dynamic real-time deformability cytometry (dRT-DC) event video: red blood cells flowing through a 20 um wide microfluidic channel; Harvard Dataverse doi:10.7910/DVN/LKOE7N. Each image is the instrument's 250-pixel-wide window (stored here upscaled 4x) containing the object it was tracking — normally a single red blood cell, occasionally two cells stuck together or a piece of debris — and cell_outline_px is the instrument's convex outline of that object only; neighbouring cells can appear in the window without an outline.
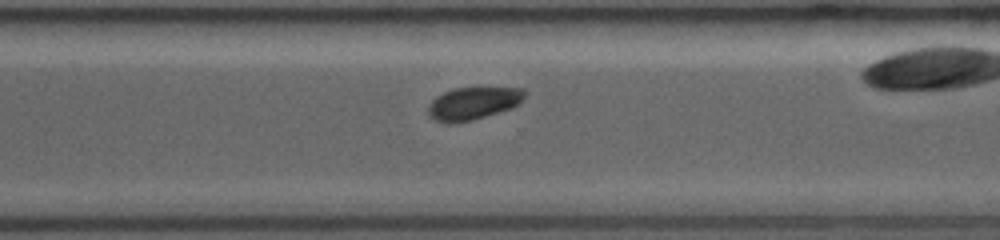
{"species": "common noctule bat (a hibernating species)", "species_latin": "Nyctalus noctula", "temperature_condition": "room temperature", "stored_images_in_passage": 35, "camera_frame_rate_fps": 3000, "um_per_image_px": 0.085, "animal": {"sex": "female", "body_mass_g": 19.0, "forearm_length_mm": 53.3}, "frame": {"image": 1, "passage_image": 25, "time_ms": 6.0, "image_size_px": [1000, 240], "cell_outline_px": [[528, 92], [512, 108], [472, 120], [448, 124], [432, 120], [428, 116], [428, 108], [432, 100], [436, 96], [444, 92], [456, 88], [524, 88]], "centroid_in_image_um": [40.18, 8.8], "position_along_channel_um": 330.4, "area_um2": 18.26}}